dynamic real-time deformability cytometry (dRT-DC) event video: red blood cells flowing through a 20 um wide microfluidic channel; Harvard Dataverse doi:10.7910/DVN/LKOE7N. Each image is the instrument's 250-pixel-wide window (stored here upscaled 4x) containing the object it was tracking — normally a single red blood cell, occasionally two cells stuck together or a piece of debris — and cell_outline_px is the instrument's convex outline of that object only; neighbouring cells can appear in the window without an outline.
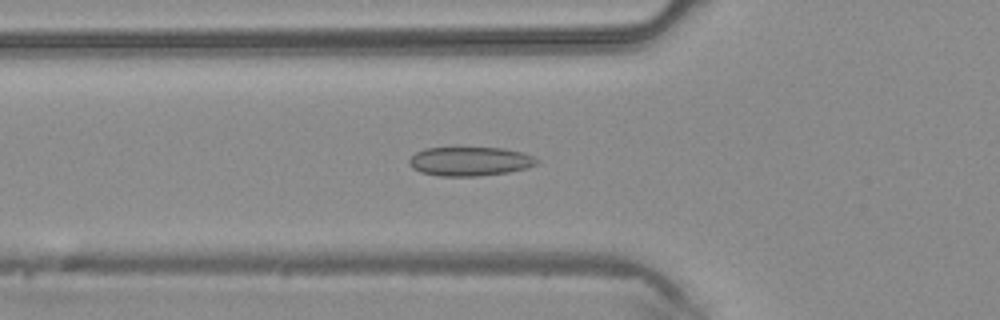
{"species": "common noctule bat (a hibernating species)", "species_latin": "Nyctalus noctula", "temperature_condition": "warm", "stored_images_in_passage": 26, "camera_frame_rate_fps": 3000, "um_per_image_px": 0.085, "animal": {"sex": "male", "body_mass_g": 20.4}, "frame": {"image": 1, "passage_image": 2, "time_ms": 0.333, "image_size_px": [1000, 320], "cell_outline_px": [[540, 160], [536, 164], [528, 168], [508, 172], [480, 176], [440, 176], [420, 172], [412, 168], [408, 164], [408, 160], [416, 152], [424, 148], [504, 148], [524, 152]], "centroid_in_image_um": [39.94, 13.72], "position_along_channel_um": 85.9, "area_um2": 21.73}}
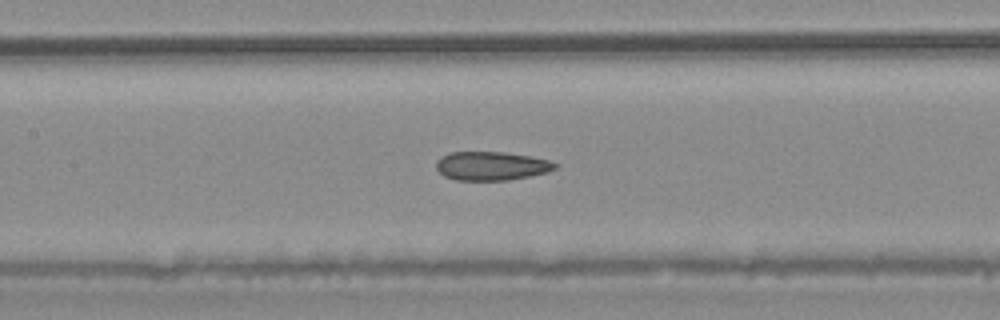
{"frame": {"image": 2, "passage_image": 7, "time_ms": 2.0, "image_size_px": [1000, 320], "cell_outline_px": [[560, 164], [556, 168], [548, 172], [508, 180], [456, 180], [444, 176], [436, 168], [436, 160], [448, 152], [504, 152], [528, 156], [548, 160]], "centroid_in_image_um": [41.76, 14.1], "position_along_channel_um": 165.6, "area_um2": 19.88}}
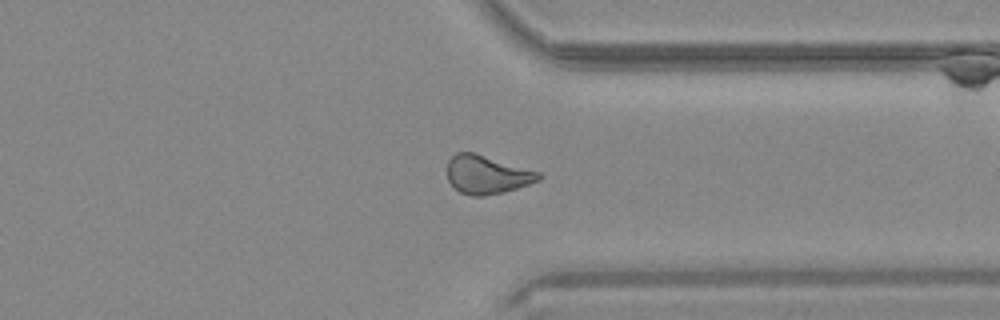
{"frame": {"image": 3, "passage_image": 20, "time_ms": 6.333, "image_size_px": [1000, 320], "cell_outline_px": [[544, 176], [540, 180], [504, 192], [484, 196], [472, 196], [460, 192], [448, 180], [448, 160], [456, 152], [472, 152], [540, 172]], "centroid_in_image_um": [41.4, 14.85], "position_along_channel_um": 370.0, "area_um2": 20.29}}